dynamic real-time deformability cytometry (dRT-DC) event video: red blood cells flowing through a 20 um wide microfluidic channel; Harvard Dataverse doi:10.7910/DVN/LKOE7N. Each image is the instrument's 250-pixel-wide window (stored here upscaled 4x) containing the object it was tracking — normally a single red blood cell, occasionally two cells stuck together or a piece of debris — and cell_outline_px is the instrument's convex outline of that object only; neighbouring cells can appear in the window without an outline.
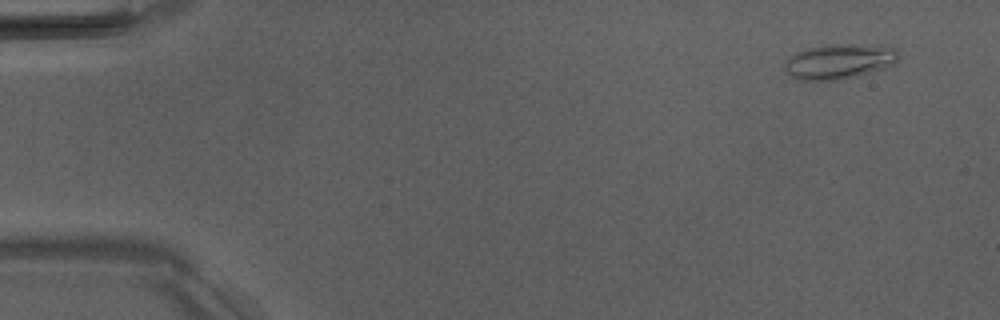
{"species": "Egyptian fruit bat (a non-hibernating species)", "species_latin": "Rousettus aegyptiacus", "temperature_condition": "room temperature", "stored_images_in_passage": 7, "camera_frame_rate_fps": 3000, "um_per_image_px": 0.085, "animal": {"sex": "male"}, "frame": {"image": 1, "passage_image": 1, "time_ms": 0.0, "image_size_px": [1000, 320], "cell_outline_px": [[896, 60], [892, 64], [884, 68], [856, 76], [832, 80], [796, 80], [784, 72], [784, 64], [796, 52], [808, 48], [828, 44], [884, 44], [896, 48]], "centroid_in_image_um": [71.31, 5.2], "position_along_channel_um": 13.7, "area_um2": 23.29}}
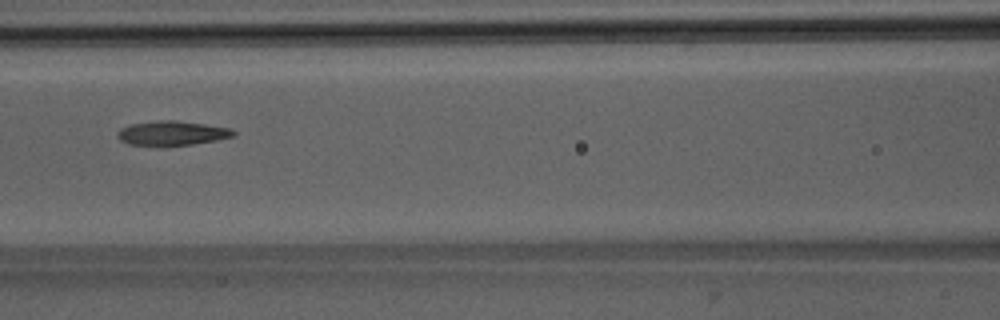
{"frame": {"image": 2, "passage_image": 7, "time_ms": 6.667, "image_size_px": [1000, 320], "cell_outline_px": [[236, 136], [216, 140], [192, 144], [160, 148], [128, 144], [120, 140], [116, 136], [116, 132], [120, 128], [132, 124], [160, 120], [176, 120], [204, 124], [228, 128], [236, 132]], "centroid_in_image_um": [14.56, 11.35], "position_along_channel_um": 152.0, "area_um2": 16.99}}